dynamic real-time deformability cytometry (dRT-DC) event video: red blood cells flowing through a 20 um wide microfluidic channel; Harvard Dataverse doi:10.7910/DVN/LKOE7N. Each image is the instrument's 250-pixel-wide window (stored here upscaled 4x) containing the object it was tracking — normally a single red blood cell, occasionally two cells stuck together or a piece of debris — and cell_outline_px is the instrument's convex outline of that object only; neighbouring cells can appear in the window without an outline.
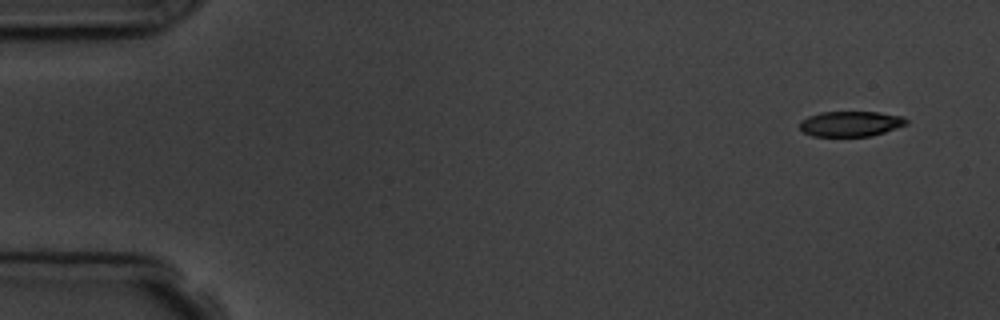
{"species": "common noctule bat (a hibernating species)", "species_latin": "Nyctalus noctula", "temperature_condition": "room temperature", "stored_images_in_passage": 7, "camera_frame_rate_fps": 3000, "um_per_image_px": 0.085, "animal": {"sex": "male", "body_mass_g": 19.5, "forearm_length_mm": 54.6}, "frame": {"image": 1, "passage_image": 1, "time_ms": 0.0, "image_size_px": [1000, 320], "cell_outline_px": [[908, 124], [872, 136], [812, 136], [804, 132], [800, 128], [800, 120], [808, 116], [820, 112], [880, 112], [904, 116], [908, 120]], "centroid_in_image_um": [72.32, 10.51], "position_along_channel_um": 12.7, "area_um2": 15.84}}
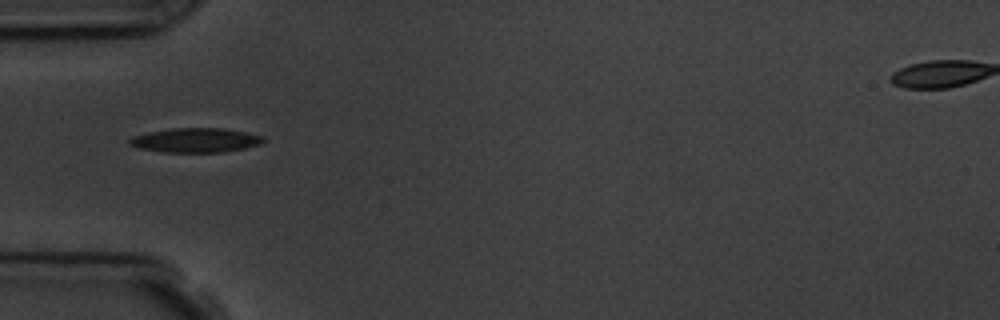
{"frame": {"image": 2, "passage_image": 5, "time_ms": 4.667, "image_size_px": [1000, 320], "cell_outline_px": [[264, 140], [260, 144], [244, 148], [224, 152], [164, 152], [136, 148], [128, 144], [128, 140], [132, 136], [148, 132], [172, 128], [220, 128], [244, 132], [264, 136]], "centroid_in_image_um": [16.57, 11.92], "position_along_channel_um": 68.4, "area_um2": 19.02}}